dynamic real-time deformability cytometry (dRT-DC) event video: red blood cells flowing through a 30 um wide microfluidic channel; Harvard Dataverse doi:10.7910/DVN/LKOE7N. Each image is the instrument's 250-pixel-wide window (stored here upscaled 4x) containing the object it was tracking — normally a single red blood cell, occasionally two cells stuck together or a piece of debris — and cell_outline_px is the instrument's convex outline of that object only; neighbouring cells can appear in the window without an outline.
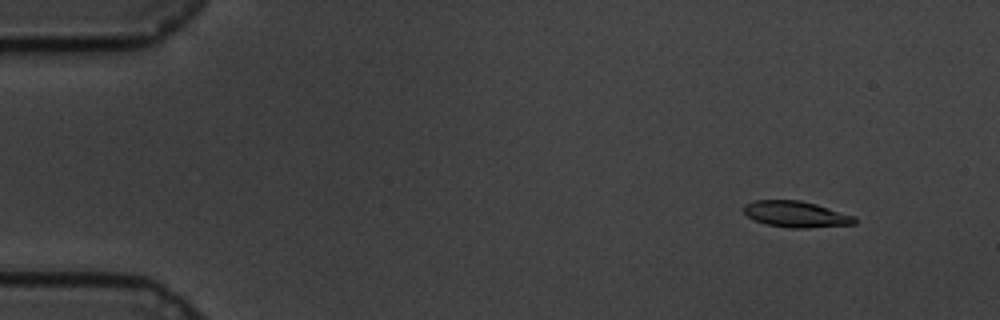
{"species": "common noctule bat (a hibernating species)", "species_latin": "Nyctalus noctula", "temperature_condition": "cold", "stored_images_in_passage": 19, "camera_frame_rate_fps": 3000, "um_per_image_px": 0.085, "animal": {"sex": "male", "body_mass_g": 19.5, "forearm_length_mm": 54.6}, "frame": {"image": 1, "passage_image": 6, "time_ms": 1.667, "image_size_px": [1000, 320], "cell_outline_px": [[856, 224], [808, 228], [792, 228], [768, 224], [752, 220], [740, 208], [744, 204], [756, 200], [800, 200], [816, 204], [856, 216]], "centroid_in_image_um": [67.65, 18.2], "position_along_channel_um": 17.4, "area_um2": 17.05}}